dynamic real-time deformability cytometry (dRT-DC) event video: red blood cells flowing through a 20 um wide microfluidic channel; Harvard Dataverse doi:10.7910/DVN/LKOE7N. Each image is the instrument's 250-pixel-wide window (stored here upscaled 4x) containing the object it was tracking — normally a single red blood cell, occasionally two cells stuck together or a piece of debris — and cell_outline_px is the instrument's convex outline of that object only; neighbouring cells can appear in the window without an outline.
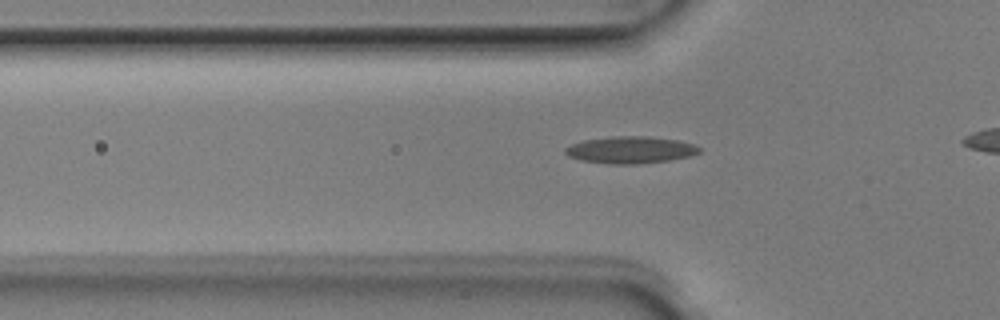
{"species": "Egyptian fruit bat (a non-hibernating species)", "species_latin": "Rousettus aegyptiacus", "temperature_condition": "room temperature", "stored_images_in_passage": 27, "camera_frame_rate_fps": 3000, "um_per_image_px": 0.085, "animal": {"sex": "male"}, "frame": {"image": 1, "passage_image": 2, "time_ms": 0.333, "image_size_px": [1000, 320], "cell_outline_px": [[700, 152], [692, 156], [668, 160], [636, 164], [608, 164], [580, 160], [568, 156], [564, 152], [564, 148], [572, 144], [584, 140], [612, 136], [648, 136], [676, 140], [692, 144], [700, 148]], "centroid_in_image_um": [53.56, 12.74], "position_along_channel_um": 72.2, "area_um2": 21.04}}
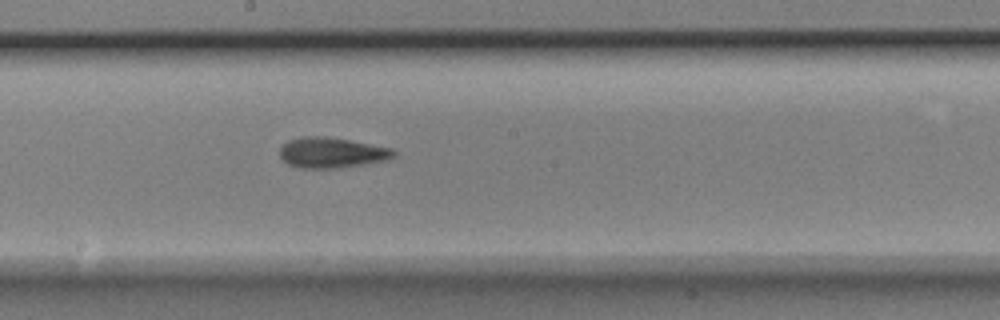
{"frame": {"image": 2, "passage_image": 13, "time_ms": 4.0, "image_size_px": [1000, 320], "cell_outline_px": [[396, 156], [388, 160], [340, 168], [296, 168], [280, 160], [280, 148], [288, 140], [304, 136], [328, 136], [392, 148], [396, 152]], "centroid_in_image_um": [28.18, 12.98], "position_along_channel_um": 220.0, "area_um2": 20.52}}
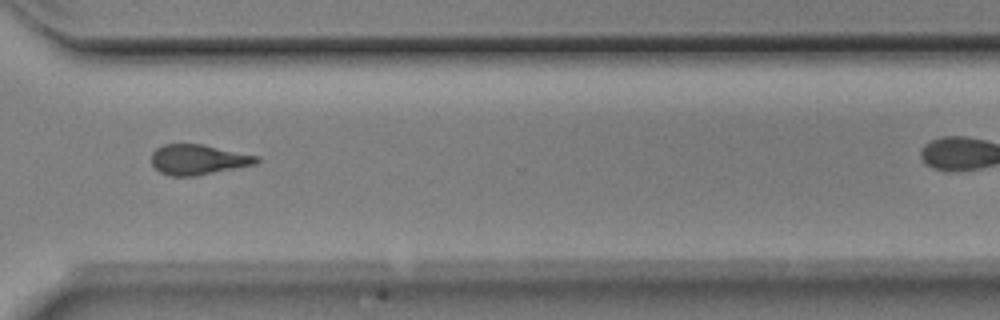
{"frame": {"image": 3, "passage_image": 23, "time_ms": 7.333, "image_size_px": [1000, 320], "cell_outline_px": [[260, 160], [256, 164], [196, 176], [172, 176], [160, 172], [152, 164], [152, 152], [156, 148], [164, 144], [200, 144], [260, 156]], "centroid_in_image_um": [16.85, 13.56], "position_along_channel_um": 353.7, "area_um2": 18.44}}